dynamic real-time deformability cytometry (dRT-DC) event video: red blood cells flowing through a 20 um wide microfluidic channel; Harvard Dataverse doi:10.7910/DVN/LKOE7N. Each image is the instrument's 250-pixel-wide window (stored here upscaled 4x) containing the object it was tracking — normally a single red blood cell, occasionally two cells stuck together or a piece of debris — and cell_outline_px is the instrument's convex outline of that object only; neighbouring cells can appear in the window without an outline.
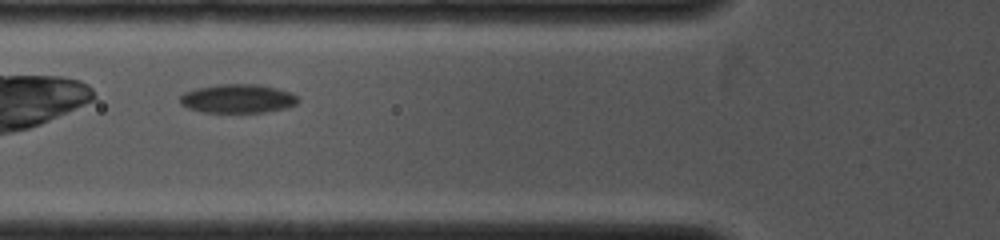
{"species": "common noctule bat (a hibernating species)", "species_latin": "Nyctalus noctula", "temperature_condition": "cold", "stored_images_in_passage": 8, "camera_frame_rate_fps": 4000, "um_per_image_px": 0.085, "animal": {"sex": "female", "body_mass_g": 19.0, "forearm_length_mm": 53.3}, "frame": {"image": 1, "passage_image": 3, "time_ms": 1.0, "image_size_px": [1000, 240], "cell_outline_px": [[300, 100], [296, 104], [284, 108], [264, 112], [204, 112], [188, 108], [180, 104], [180, 96], [184, 92], [196, 88], [220, 84], [260, 84], [276, 88], [288, 92], [296, 96]], "centroid_in_image_um": [20.18, 8.38], "position_along_channel_um": 105.6, "area_um2": 19.71}}
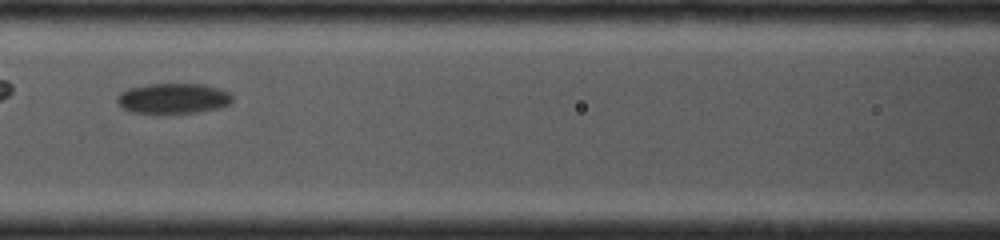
{"frame": {"image": 2, "passage_image": 5, "time_ms": 2.0, "image_size_px": [1000, 240], "cell_outline_px": [[232, 100], [228, 104], [216, 108], [196, 112], [136, 112], [124, 108], [116, 100], [124, 92], [132, 88], [156, 84], [200, 84], [216, 88], [228, 92], [232, 96]], "centroid_in_image_um": [14.78, 8.36], "position_along_channel_um": 151.8, "area_um2": 19.31}}
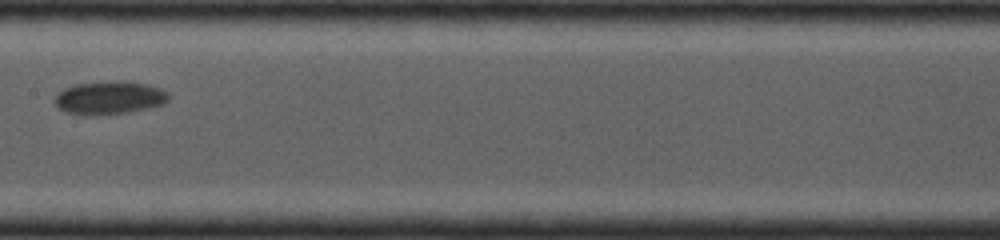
{"frame": {"image": 3, "passage_image": 7, "time_ms": 3.0, "image_size_px": [1000, 240], "cell_outline_px": [[168, 100], [160, 104], [128, 112], [68, 112], [60, 108], [56, 104], [56, 96], [60, 92], [68, 88], [80, 84], [144, 84], [160, 88], [168, 96]], "centroid_in_image_um": [9.32, 8.32], "position_along_channel_um": 198.1, "area_um2": 19.36}}